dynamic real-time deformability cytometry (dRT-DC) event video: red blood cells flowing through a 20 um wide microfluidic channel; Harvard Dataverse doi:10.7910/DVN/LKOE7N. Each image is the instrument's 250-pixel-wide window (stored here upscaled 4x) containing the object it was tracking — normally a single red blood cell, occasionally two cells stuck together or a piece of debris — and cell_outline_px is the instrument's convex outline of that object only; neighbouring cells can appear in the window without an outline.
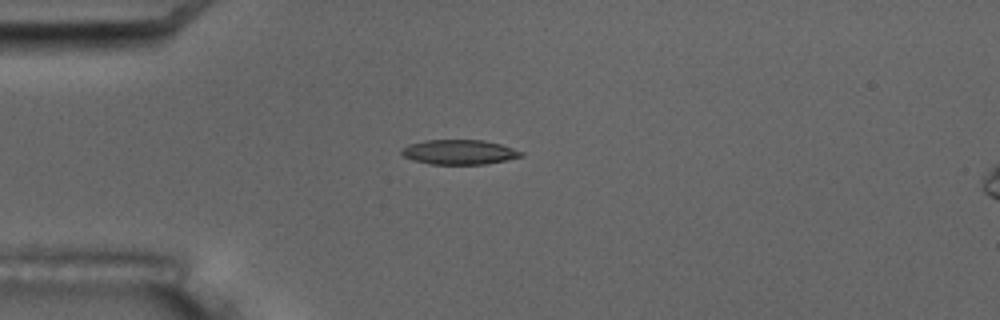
{"species": "common noctule bat (a hibernating species)", "species_latin": "Nyctalus noctula", "temperature_condition": "room temperature", "stored_images_in_passage": 13, "camera_frame_rate_fps": 3000, "um_per_image_px": 0.085, "animal": {"sex": "male", "body_mass_g": 17.5, "forearm_length_mm": 52.3}, "frame": {"image": 1, "passage_image": 4, "time_ms": 4.333, "image_size_px": [1000, 320], "cell_outline_px": [[524, 156], [484, 164], [432, 164], [412, 160], [404, 156], [400, 152], [400, 148], [408, 144], [424, 140], [484, 140], [500, 144], [524, 152]], "centroid_in_image_um": [39.0, 12.92], "position_along_channel_um": 46.0, "area_um2": 17.22}}
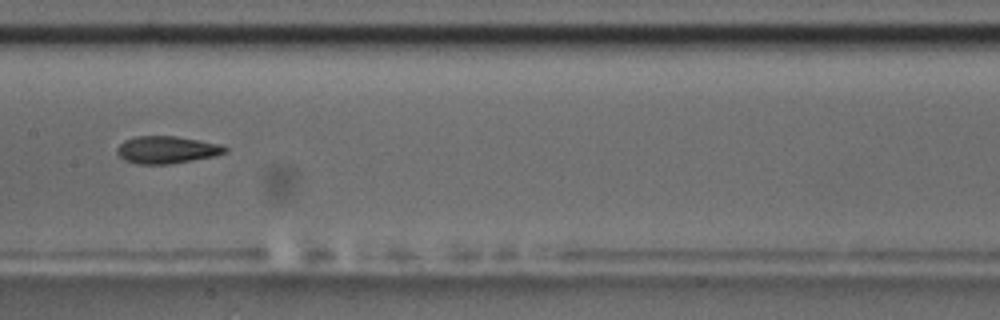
{"frame": {"image": 2, "passage_image": 8, "time_ms": 9.0, "image_size_px": [1000, 320], "cell_outline_px": [[228, 152], [216, 156], [168, 164], [136, 164], [124, 160], [116, 152], [116, 148], [124, 140], [136, 136], [176, 136], [220, 144], [228, 148]], "centroid_in_image_um": [14.17, 12.73], "position_along_channel_um": 193.2, "area_um2": 17.28}, "authors_computed_cell_mechanics": {"area_um2": 17.1666, "velocity_mm_per_s": 3.5266, "shape_relaxation_time_tau1_ms": 5.4393, "shape_relaxation_time_tau2_ms": 2.1553, "deformation_change_tau1": 0.1721, "deformation_change_tau2": 0.0805}}